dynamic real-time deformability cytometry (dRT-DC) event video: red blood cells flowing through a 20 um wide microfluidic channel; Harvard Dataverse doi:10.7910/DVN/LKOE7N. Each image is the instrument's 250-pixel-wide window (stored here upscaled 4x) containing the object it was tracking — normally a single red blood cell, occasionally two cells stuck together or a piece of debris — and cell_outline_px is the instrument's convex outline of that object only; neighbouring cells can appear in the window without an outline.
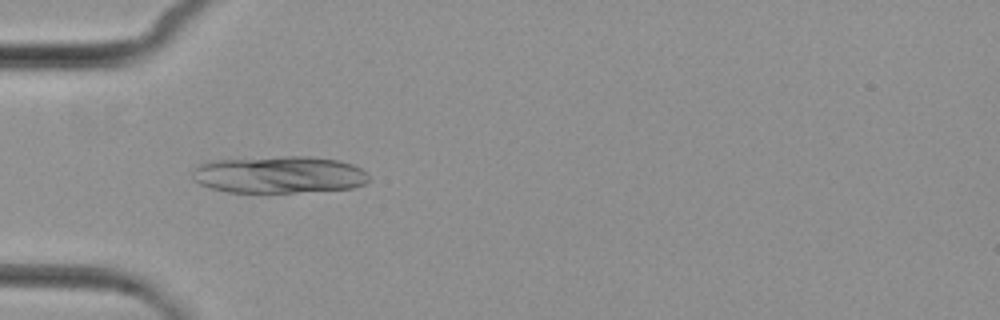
{"species": "common noctule bat (a hibernating species)", "species_latin": "Nyctalus noctula", "temperature_condition": "cold", "stored_images_in_passage": 7, "camera_frame_rate_fps": 3000, "um_per_image_px": 0.085, "animal": {"sex": "female", "body_mass_g": 29.2, "forearm_length_mm": 56.3}, "frame": {"image": 1, "passage_image": 3, "time_ms": 3.667, "image_size_px": [1000, 320], "cell_outline_px": [[368, 180], [364, 184], [352, 188], [296, 192], [228, 192], [208, 188], [192, 180], [192, 172], [200, 164], [208, 160], [280, 156], [308, 156], [340, 160], [352, 164], [360, 168], [368, 176]], "centroid_in_image_um": [23.67, 14.83], "position_along_channel_um": 61.3, "area_um2": 38.38}}
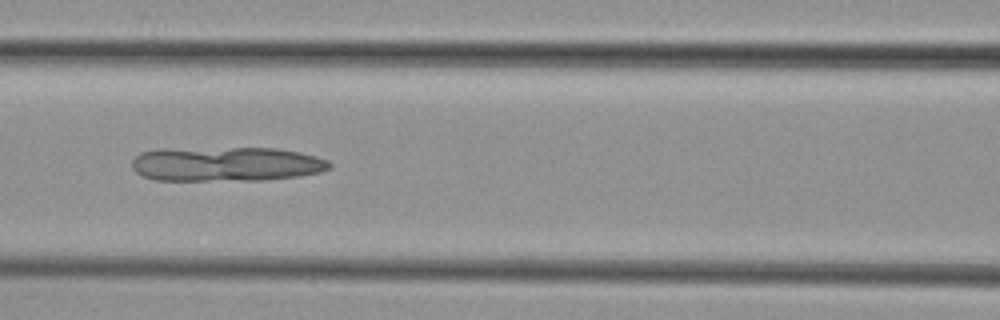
{"frame": {"image": 2, "passage_image": 5, "time_ms": 6.0, "image_size_px": [1000, 320], "cell_outline_px": [[332, 168], [320, 172], [300, 176], [264, 180], [156, 180], [140, 176], [132, 168], [132, 160], [140, 152], [164, 148], [276, 148], [300, 152], [316, 156], [328, 160], [332, 164]], "centroid_in_image_um": [19.23, 13.94], "position_along_channel_um": 147.4, "area_um2": 40.17}}
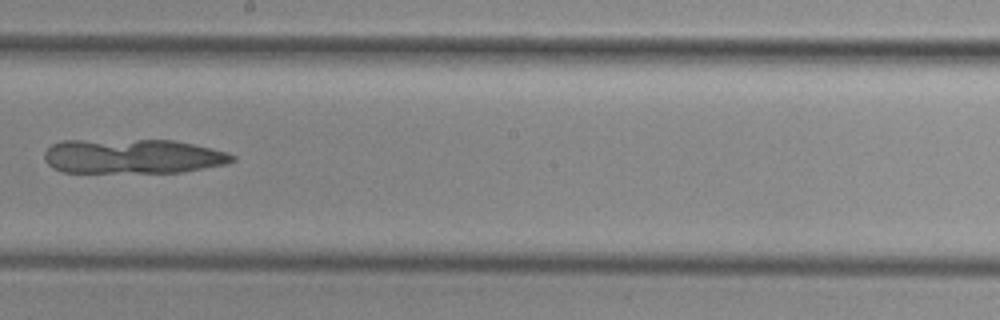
{"frame": {"image": 3, "passage_image": 7, "time_ms": 8.333, "image_size_px": [1000, 320], "cell_outline_px": [[236, 160], [228, 164], [180, 172], [64, 172], [52, 168], [44, 160], [44, 152], [52, 144], [64, 140], [172, 140], [192, 144], [228, 152], [236, 156]], "centroid_in_image_um": [11.28, 13.28], "position_along_channel_um": 236.9, "area_um2": 37.97}}